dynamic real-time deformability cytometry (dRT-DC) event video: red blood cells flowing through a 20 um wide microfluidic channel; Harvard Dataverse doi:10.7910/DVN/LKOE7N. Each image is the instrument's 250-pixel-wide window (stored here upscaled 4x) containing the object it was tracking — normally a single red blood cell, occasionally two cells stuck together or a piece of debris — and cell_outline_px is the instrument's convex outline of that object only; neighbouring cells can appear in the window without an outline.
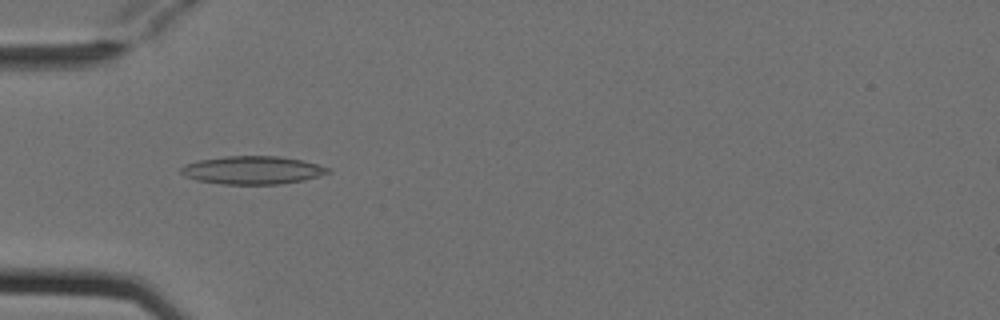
{"species": "Egyptian fruit bat (a non-hibernating species)", "species_latin": "Rousettus aegyptiacus", "temperature_condition": "cold", "stored_images_in_passage": 7, "camera_frame_rate_fps": 3000, "um_per_image_px": 0.085, "animal": {"sex": "female"}, "frame": {"image": 1, "passage_image": 5, "time_ms": 1.333, "image_size_px": [1000, 320], "cell_outline_px": [[332, 172], [304, 180], [280, 184], [224, 184], [196, 180], [184, 176], [180, 172], [180, 168], [184, 164], [200, 160], [224, 156], [276, 156], [300, 160], [332, 168]], "centroid_in_image_um": [21.45, 14.46], "position_along_channel_um": 63.5, "area_um2": 24.04}}
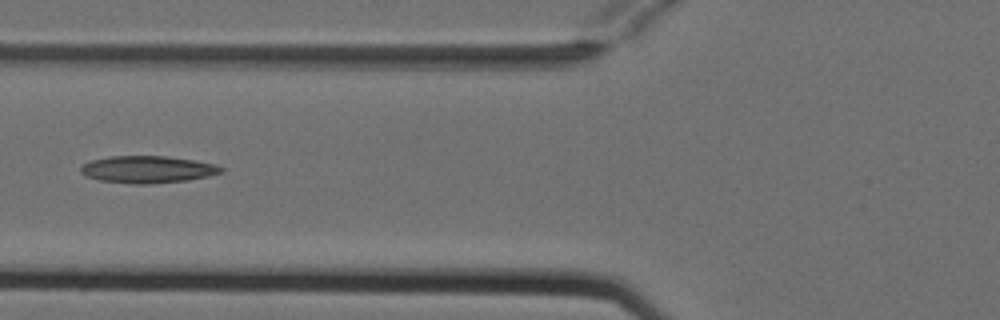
{"frame": {"image": 2, "passage_image": 6, "time_ms": 1.667, "image_size_px": [1000, 320], "cell_outline_px": [[224, 172], [208, 176], [188, 180], [148, 184], [132, 184], [100, 180], [84, 176], [80, 172], [80, 168], [88, 160], [108, 156], [164, 156], [196, 160], [216, 164], [224, 168]], "centroid_in_image_um": [12.54, 14.4], "position_along_channel_um": 113.3, "area_um2": 22.43}}
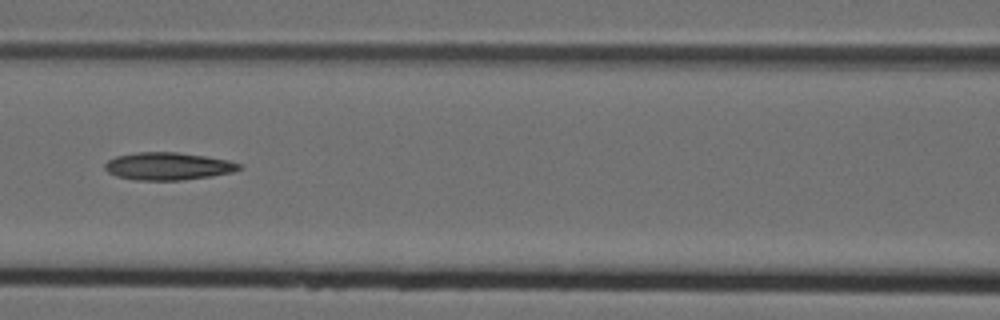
{"frame": {"image": 3, "passage_image": 7, "time_ms": 2.0, "image_size_px": [1000, 320], "cell_outline_px": [[244, 168], [232, 172], [212, 176], [180, 180], [136, 180], [116, 176], [108, 172], [104, 168], [104, 164], [108, 160], [116, 156], [140, 152], [176, 152], [204, 156], [228, 160], [244, 164]], "centroid_in_image_um": [14.31, 14.13], "position_along_channel_um": 152.3, "area_um2": 21.62}}